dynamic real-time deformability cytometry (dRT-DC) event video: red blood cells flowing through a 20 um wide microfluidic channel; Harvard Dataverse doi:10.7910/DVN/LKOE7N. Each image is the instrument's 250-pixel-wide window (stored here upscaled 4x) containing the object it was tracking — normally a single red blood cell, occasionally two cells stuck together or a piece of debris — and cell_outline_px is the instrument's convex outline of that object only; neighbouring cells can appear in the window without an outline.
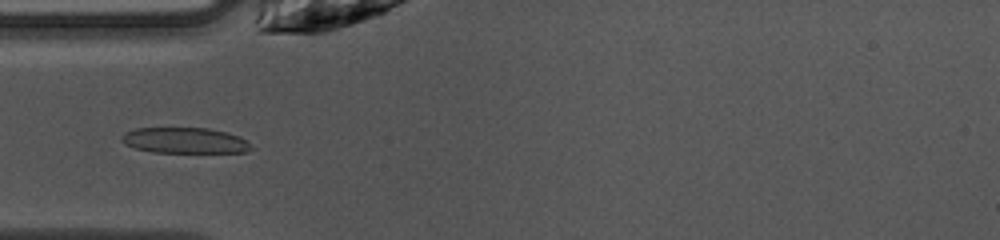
{"species": "common noctule bat (a hibernating species)", "species_latin": "Nyctalus noctula", "temperature_condition": "warm", "stored_images_in_passage": 39, "camera_frame_rate_fps": 3000, "um_per_image_px": 0.085, "animal": {"sex": "female", "body_mass_g": 10.0, "forearm_length_mm": 53.1}, "frame": {"image": 1, "passage_image": 5, "time_ms": 1.333, "image_size_px": [1000, 240], "cell_outline_px": [[252, 148], [244, 152], [152, 152], [136, 148], [124, 144], [120, 140], [124, 132], [136, 128], [208, 128], [228, 132], [240, 136]], "centroid_in_image_um": [15.66, 11.93], "position_along_channel_um": 69.3, "area_um2": 19.31}}
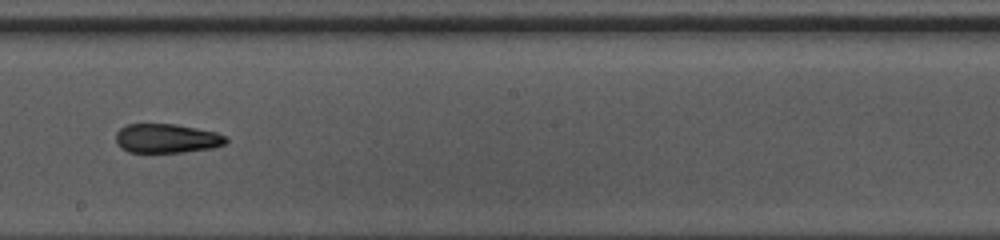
{"frame": {"image": 2, "passage_image": 17, "time_ms": 5.333, "image_size_px": [1000, 240], "cell_outline_px": [[228, 140], [224, 144], [212, 148], [184, 152], [128, 152], [120, 148], [116, 144], [116, 132], [124, 124], [176, 124], [216, 132], [228, 136]], "centroid_in_image_um": [14.15, 11.76], "position_along_channel_um": 234.0, "area_um2": 18.9}}
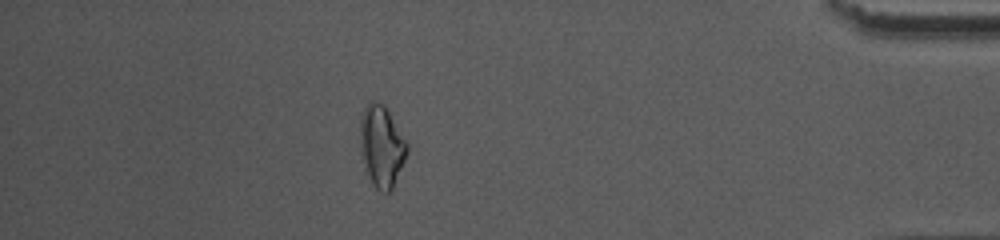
{"frame": {"image": 3, "passage_image": 33, "time_ms": 10.667, "image_size_px": [1000, 240], "cell_outline_px": [[408, 152], [392, 188], [388, 192], [380, 192], [372, 184], [364, 164], [360, 144], [360, 116], [364, 108], [372, 100], [384, 104], [408, 144]], "centroid_in_image_um": [32.43, 12.41], "position_along_channel_um": 402.8, "area_um2": 22.02}, "authors_computed_cell_mechanics": {"area_um2": 19.363, "velocity_mm_per_s": 4.0806, "shape_relaxation_time_tau1_ms": 5.6425, "shape_relaxation_time_tau2_ms": 3.2034, "deformation_change_tau1": 0.1582, "deformation_change_tau2": 0.1135}}